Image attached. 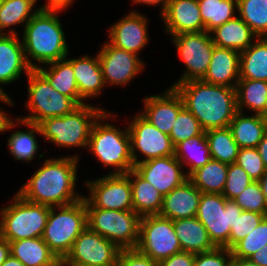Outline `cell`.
Wrapping results in <instances>:
<instances>
[{
    "mask_svg": "<svg viewBox=\"0 0 267 266\" xmlns=\"http://www.w3.org/2000/svg\"><path fill=\"white\" fill-rule=\"evenodd\" d=\"M78 156L46 159L43 165L22 185L18 194L33 203L59 207L84 198L75 193Z\"/></svg>",
    "mask_w": 267,
    "mask_h": 266,
    "instance_id": "cell-1",
    "label": "cell"
},
{
    "mask_svg": "<svg viewBox=\"0 0 267 266\" xmlns=\"http://www.w3.org/2000/svg\"><path fill=\"white\" fill-rule=\"evenodd\" d=\"M184 106L196 117L204 131L229 127L237 112L236 88L203 80L174 83Z\"/></svg>",
    "mask_w": 267,
    "mask_h": 266,
    "instance_id": "cell-2",
    "label": "cell"
},
{
    "mask_svg": "<svg viewBox=\"0 0 267 266\" xmlns=\"http://www.w3.org/2000/svg\"><path fill=\"white\" fill-rule=\"evenodd\" d=\"M65 9L41 8L24 26L22 44L25 59L31 69H37L31 60L47 64L68 56V45L61 21L56 13ZM29 55V56H28ZM31 56V57H30Z\"/></svg>",
    "mask_w": 267,
    "mask_h": 266,
    "instance_id": "cell-3",
    "label": "cell"
},
{
    "mask_svg": "<svg viewBox=\"0 0 267 266\" xmlns=\"http://www.w3.org/2000/svg\"><path fill=\"white\" fill-rule=\"evenodd\" d=\"M112 117L111 112H104L98 117L91 128L87 148L104 166L115 168L110 174H126L134 169L128 127L120 130L113 124L102 123L104 118Z\"/></svg>",
    "mask_w": 267,
    "mask_h": 266,
    "instance_id": "cell-4",
    "label": "cell"
},
{
    "mask_svg": "<svg viewBox=\"0 0 267 266\" xmlns=\"http://www.w3.org/2000/svg\"><path fill=\"white\" fill-rule=\"evenodd\" d=\"M105 110L84 104L77 107L72 113L61 117H50L38 125L41 136L57 146L87 148L91 128L98 117Z\"/></svg>",
    "mask_w": 267,
    "mask_h": 266,
    "instance_id": "cell-5",
    "label": "cell"
},
{
    "mask_svg": "<svg viewBox=\"0 0 267 266\" xmlns=\"http://www.w3.org/2000/svg\"><path fill=\"white\" fill-rule=\"evenodd\" d=\"M59 212L56 213L55 209ZM88 227L85 198L59 207H50L42 239L62 261L70 252L74 241Z\"/></svg>",
    "mask_w": 267,
    "mask_h": 266,
    "instance_id": "cell-6",
    "label": "cell"
},
{
    "mask_svg": "<svg viewBox=\"0 0 267 266\" xmlns=\"http://www.w3.org/2000/svg\"><path fill=\"white\" fill-rule=\"evenodd\" d=\"M50 206L30 202L18 193L0 209V236L8 242L42 237Z\"/></svg>",
    "mask_w": 267,
    "mask_h": 266,
    "instance_id": "cell-7",
    "label": "cell"
},
{
    "mask_svg": "<svg viewBox=\"0 0 267 266\" xmlns=\"http://www.w3.org/2000/svg\"><path fill=\"white\" fill-rule=\"evenodd\" d=\"M87 209L88 227L120 250L134 249L139 241L141 216L134 211Z\"/></svg>",
    "mask_w": 267,
    "mask_h": 266,
    "instance_id": "cell-8",
    "label": "cell"
},
{
    "mask_svg": "<svg viewBox=\"0 0 267 266\" xmlns=\"http://www.w3.org/2000/svg\"><path fill=\"white\" fill-rule=\"evenodd\" d=\"M27 77L29 98L26 106L31 114L19 119L39 124L50 117L70 114L79 107L72 98L55 90L37 69H32Z\"/></svg>",
    "mask_w": 267,
    "mask_h": 266,
    "instance_id": "cell-9",
    "label": "cell"
},
{
    "mask_svg": "<svg viewBox=\"0 0 267 266\" xmlns=\"http://www.w3.org/2000/svg\"><path fill=\"white\" fill-rule=\"evenodd\" d=\"M242 209L222 194L202 193L196 218L206 228L216 247L229 249V235Z\"/></svg>",
    "mask_w": 267,
    "mask_h": 266,
    "instance_id": "cell-10",
    "label": "cell"
},
{
    "mask_svg": "<svg viewBox=\"0 0 267 266\" xmlns=\"http://www.w3.org/2000/svg\"><path fill=\"white\" fill-rule=\"evenodd\" d=\"M136 249L157 262L181 252L173 221L159 214L142 216Z\"/></svg>",
    "mask_w": 267,
    "mask_h": 266,
    "instance_id": "cell-11",
    "label": "cell"
},
{
    "mask_svg": "<svg viewBox=\"0 0 267 266\" xmlns=\"http://www.w3.org/2000/svg\"><path fill=\"white\" fill-rule=\"evenodd\" d=\"M172 41L187 69L177 83L202 80L210 65L214 43L210 32H191L174 35Z\"/></svg>",
    "mask_w": 267,
    "mask_h": 266,
    "instance_id": "cell-12",
    "label": "cell"
},
{
    "mask_svg": "<svg viewBox=\"0 0 267 266\" xmlns=\"http://www.w3.org/2000/svg\"><path fill=\"white\" fill-rule=\"evenodd\" d=\"M90 196H84L86 208L133 211L129 172L107 174L95 181H86Z\"/></svg>",
    "mask_w": 267,
    "mask_h": 266,
    "instance_id": "cell-13",
    "label": "cell"
},
{
    "mask_svg": "<svg viewBox=\"0 0 267 266\" xmlns=\"http://www.w3.org/2000/svg\"><path fill=\"white\" fill-rule=\"evenodd\" d=\"M120 249L86 227L76 238L62 265L116 266Z\"/></svg>",
    "mask_w": 267,
    "mask_h": 266,
    "instance_id": "cell-14",
    "label": "cell"
},
{
    "mask_svg": "<svg viewBox=\"0 0 267 266\" xmlns=\"http://www.w3.org/2000/svg\"><path fill=\"white\" fill-rule=\"evenodd\" d=\"M128 133L134 165L152 158L174 155V145L170 136L152 125L141 113L134 116L129 123ZM135 150L142 153L145 159H137Z\"/></svg>",
    "mask_w": 267,
    "mask_h": 266,
    "instance_id": "cell-15",
    "label": "cell"
},
{
    "mask_svg": "<svg viewBox=\"0 0 267 266\" xmlns=\"http://www.w3.org/2000/svg\"><path fill=\"white\" fill-rule=\"evenodd\" d=\"M105 85H126L143 70L138 55L117 48L109 42L97 53Z\"/></svg>",
    "mask_w": 267,
    "mask_h": 266,
    "instance_id": "cell-16",
    "label": "cell"
},
{
    "mask_svg": "<svg viewBox=\"0 0 267 266\" xmlns=\"http://www.w3.org/2000/svg\"><path fill=\"white\" fill-rule=\"evenodd\" d=\"M182 168V163L174 155L152 158L134 165V170L162 196L189 179Z\"/></svg>",
    "mask_w": 267,
    "mask_h": 266,
    "instance_id": "cell-17",
    "label": "cell"
},
{
    "mask_svg": "<svg viewBox=\"0 0 267 266\" xmlns=\"http://www.w3.org/2000/svg\"><path fill=\"white\" fill-rule=\"evenodd\" d=\"M147 21L148 19L139 12L131 11L110 27L109 43L138 55L149 42Z\"/></svg>",
    "mask_w": 267,
    "mask_h": 266,
    "instance_id": "cell-18",
    "label": "cell"
},
{
    "mask_svg": "<svg viewBox=\"0 0 267 266\" xmlns=\"http://www.w3.org/2000/svg\"><path fill=\"white\" fill-rule=\"evenodd\" d=\"M143 100L144 111L140 113L161 132L169 135L179 111L184 107L180 94L170 87L162 95L148 96Z\"/></svg>",
    "mask_w": 267,
    "mask_h": 266,
    "instance_id": "cell-19",
    "label": "cell"
},
{
    "mask_svg": "<svg viewBox=\"0 0 267 266\" xmlns=\"http://www.w3.org/2000/svg\"><path fill=\"white\" fill-rule=\"evenodd\" d=\"M31 70L17 31L12 29L8 34H0V84L13 83L20 78L23 71L27 75ZM0 93L8 96L1 86Z\"/></svg>",
    "mask_w": 267,
    "mask_h": 266,
    "instance_id": "cell-20",
    "label": "cell"
},
{
    "mask_svg": "<svg viewBox=\"0 0 267 266\" xmlns=\"http://www.w3.org/2000/svg\"><path fill=\"white\" fill-rule=\"evenodd\" d=\"M161 16L172 36L205 31L197 0H171Z\"/></svg>",
    "mask_w": 267,
    "mask_h": 266,
    "instance_id": "cell-21",
    "label": "cell"
},
{
    "mask_svg": "<svg viewBox=\"0 0 267 266\" xmlns=\"http://www.w3.org/2000/svg\"><path fill=\"white\" fill-rule=\"evenodd\" d=\"M240 52L214 46L210 65L203 77L206 83L236 88L240 79ZM234 81V84L231 83Z\"/></svg>",
    "mask_w": 267,
    "mask_h": 266,
    "instance_id": "cell-22",
    "label": "cell"
},
{
    "mask_svg": "<svg viewBox=\"0 0 267 266\" xmlns=\"http://www.w3.org/2000/svg\"><path fill=\"white\" fill-rule=\"evenodd\" d=\"M202 193L188 179L163 196L159 215L173 220L195 217Z\"/></svg>",
    "mask_w": 267,
    "mask_h": 266,
    "instance_id": "cell-23",
    "label": "cell"
},
{
    "mask_svg": "<svg viewBox=\"0 0 267 266\" xmlns=\"http://www.w3.org/2000/svg\"><path fill=\"white\" fill-rule=\"evenodd\" d=\"M67 60L72 64L80 97L84 100L99 95L105 82L98 55L94 58L84 55Z\"/></svg>",
    "mask_w": 267,
    "mask_h": 266,
    "instance_id": "cell-24",
    "label": "cell"
},
{
    "mask_svg": "<svg viewBox=\"0 0 267 266\" xmlns=\"http://www.w3.org/2000/svg\"><path fill=\"white\" fill-rule=\"evenodd\" d=\"M173 226L182 251L199 254L216 248L206 228L196 216L173 220Z\"/></svg>",
    "mask_w": 267,
    "mask_h": 266,
    "instance_id": "cell-25",
    "label": "cell"
},
{
    "mask_svg": "<svg viewBox=\"0 0 267 266\" xmlns=\"http://www.w3.org/2000/svg\"><path fill=\"white\" fill-rule=\"evenodd\" d=\"M9 245L10 254L25 266H58L61 263L42 237L11 241Z\"/></svg>",
    "mask_w": 267,
    "mask_h": 266,
    "instance_id": "cell-26",
    "label": "cell"
},
{
    "mask_svg": "<svg viewBox=\"0 0 267 266\" xmlns=\"http://www.w3.org/2000/svg\"><path fill=\"white\" fill-rule=\"evenodd\" d=\"M210 34L215 46L238 52L246 50L254 42L253 38H257L248 24L237 16L214 28Z\"/></svg>",
    "mask_w": 267,
    "mask_h": 266,
    "instance_id": "cell-27",
    "label": "cell"
},
{
    "mask_svg": "<svg viewBox=\"0 0 267 266\" xmlns=\"http://www.w3.org/2000/svg\"><path fill=\"white\" fill-rule=\"evenodd\" d=\"M229 128L239 148H257L267 132V117L258 114L246 116L237 111Z\"/></svg>",
    "mask_w": 267,
    "mask_h": 266,
    "instance_id": "cell-28",
    "label": "cell"
},
{
    "mask_svg": "<svg viewBox=\"0 0 267 266\" xmlns=\"http://www.w3.org/2000/svg\"><path fill=\"white\" fill-rule=\"evenodd\" d=\"M132 189L133 211L142 216L159 214L163 196L154 186L145 181L134 169L129 171Z\"/></svg>",
    "mask_w": 267,
    "mask_h": 266,
    "instance_id": "cell-29",
    "label": "cell"
},
{
    "mask_svg": "<svg viewBox=\"0 0 267 266\" xmlns=\"http://www.w3.org/2000/svg\"><path fill=\"white\" fill-rule=\"evenodd\" d=\"M48 69L40 66L37 70L48 80L50 85L63 95L72 98L79 106L87 104L80 97L72 64L67 58L47 64Z\"/></svg>",
    "mask_w": 267,
    "mask_h": 266,
    "instance_id": "cell-30",
    "label": "cell"
},
{
    "mask_svg": "<svg viewBox=\"0 0 267 266\" xmlns=\"http://www.w3.org/2000/svg\"><path fill=\"white\" fill-rule=\"evenodd\" d=\"M240 52V79L267 82V37H258Z\"/></svg>",
    "mask_w": 267,
    "mask_h": 266,
    "instance_id": "cell-31",
    "label": "cell"
},
{
    "mask_svg": "<svg viewBox=\"0 0 267 266\" xmlns=\"http://www.w3.org/2000/svg\"><path fill=\"white\" fill-rule=\"evenodd\" d=\"M236 100L237 111L243 112V107H246L255 114L267 117V82L239 79Z\"/></svg>",
    "mask_w": 267,
    "mask_h": 266,
    "instance_id": "cell-32",
    "label": "cell"
},
{
    "mask_svg": "<svg viewBox=\"0 0 267 266\" xmlns=\"http://www.w3.org/2000/svg\"><path fill=\"white\" fill-rule=\"evenodd\" d=\"M174 156L189 166L186 175L189 177L194 171L204 166L211 159L205 131L193 138L186 139L174 147ZM183 161V162H182Z\"/></svg>",
    "mask_w": 267,
    "mask_h": 266,
    "instance_id": "cell-33",
    "label": "cell"
},
{
    "mask_svg": "<svg viewBox=\"0 0 267 266\" xmlns=\"http://www.w3.org/2000/svg\"><path fill=\"white\" fill-rule=\"evenodd\" d=\"M229 164L210 159L194 171L189 180L201 193L222 194L227 180Z\"/></svg>",
    "mask_w": 267,
    "mask_h": 266,
    "instance_id": "cell-34",
    "label": "cell"
},
{
    "mask_svg": "<svg viewBox=\"0 0 267 266\" xmlns=\"http://www.w3.org/2000/svg\"><path fill=\"white\" fill-rule=\"evenodd\" d=\"M15 121H17L18 124H20L19 122L23 123V125L29 127L30 129L27 131H16L11 134L7 143L10 149L9 151L16 160L31 162L39 150L35 132L41 135L40 127L38 124L27 122L19 118H16Z\"/></svg>",
    "mask_w": 267,
    "mask_h": 266,
    "instance_id": "cell-35",
    "label": "cell"
},
{
    "mask_svg": "<svg viewBox=\"0 0 267 266\" xmlns=\"http://www.w3.org/2000/svg\"><path fill=\"white\" fill-rule=\"evenodd\" d=\"M211 159L226 164L236 162L239 146L235 142L229 127L205 131Z\"/></svg>",
    "mask_w": 267,
    "mask_h": 266,
    "instance_id": "cell-36",
    "label": "cell"
},
{
    "mask_svg": "<svg viewBox=\"0 0 267 266\" xmlns=\"http://www.w3.org/2000/svg\"><path fill=\"white\" fill-rule=\"evenodd\" d=\"M197 2L207 32L236 17L234 10H237V0H197Z\"/></svg>",
    "mask_w": 267,
    "mask_h": 266,
    "instance_id": "cell-37",
    "label": "cell"
},
{
    "mask_svg": "<svg viewBox=\"0 0 267 266\" xmlns=\"http://www.w3.org/2000/svg\"><path fill=\"white\" fill-rule=\"evenodd\" d=\"M36 3L37 0H3L0 7V34H4L7 27L26 25L40 9L32 10Z\"/></svg>",
    "mask_w": 267,
    "mask_h": 266,
    "instance_id": "cell-38",
    "label": "cell"
},
{
    "mask_svg": "<svg viewBox=\"0 0 267 266\" xmlns=\"http://www.w3.org/2000/svg\"><path fill=\"white\" fill-rule=\"evenodd\" d=\"M239 17L258 37H267V0H237Z\"/></svg>",
    "mask_w": 267,
    "mask_h": 266,
    "instance_id": "cell-39",
    "label": "cell"
},
{
    "mask_svg": "<svg viewBox=\"0 0 267 266\" xmlns=\"http://www.w3.org/2000/svg\"><path fill=\"white\" fill-rule=\"evenodd\" d=\"M203 131L196 117L184 106L179 111L169 136L175 147L178 143L198 136Z\"/></svg>",
    "mask_w": 267,
    "mask_h": 266,
    "instance_id": "cell-40",
    "label": "cell"
},
{
    "mask_svg": "<svg viewBox=\"0 0 267 266\" xmlns=\"http://www.w3.org/2000/svg\"><path fill=\"white\" fill-rule=\"evenodd\" d=\"M267 244V216L245 238L239 241L232 249V256L248 259L256 251Z\"/></svg>",
    "mask_w": 267,
    "mask_h": 266,
    "instance_id": "cell-41",
    "label": "cell"
},
{
    "mask_svg": "<svg viewBox=\"0 0 267 266\" xmlns=\"http://www.w3.org/2000/svg\"><path fill=\"white\" fill-rule=\"evenodd\" d=\"M233 200L242 211L257 212L267 216V202L258 181L251 183Z\"/></svg>",
    "mask_w": 267,
    "mask_h": 266,
    "instance_id": "cell-42",
    "label": "cell"
},
{
    "mask_svg": "<svg viewBox=\"0 0 267 266\" xmlns=\"http://www.w3.org/2000/svg\"><path fill=\"white\" fill-rule=\"evenodd\" d=\"M265 217L266 215L257 212L242 211L241 215L237 216L234 226L231 228L229 250L255 229Z\"/></svg>",
    "mask_w": 267,
    "mask_h": 266,
    "instance_id": "cell-43",
    "label": "cell"
},
{
    "mask_svg": "<svg viewBox=\"0 0 267 266\" xmlns=\"http://www.w3.org/2000/svg\"><path fill=\"white\" fill-rule=\"evenodd\" d=\"M254 181L236 163L229 164L227 180L222 195L229 200L239 196Z\"/></svg>",
    "mask_w": 267,
    "mask_h": 266,
    "instance_id": "cell-44",
    "label": "cell"
},
{
    "mask_svg": "<svg viewBox=\"0 0 267 266\" xmlns=\"http://www.w3.org/2000/svg\"><path fill=\"white\" fill-rule=\"evenodd\" d=\"M235 163L239 165L253 181H258L267 170L257 148H240Z\"/></svg>",
    "mask_w": 267,
    "mask_h": 266,
    "instance_id": "cell-45",
    "label": "cell"
},
{
    "mask_svg": "<svg viewBox=\"0 0 267 266\" xmlns=\"http://www.w3.org/2000/svg\"><path fill=\"white\" fill-rule=\"evenodd\" d=\"M231 259V250L216 247L211 251L195 254L194 266H230Z\"/></svg>",
    "mask_w": 267,
    "mask_h": 266,
    "instance_id": "cell-46",
    "label": "cell"
},
{
    "mask_svg": "<svg viewBox=\"0 0 267 266\" xmlns=\"http://www.w3.org/2000/svg\"><path fill=\"white\" fill-rule=\"evenodd\" d=\"M116 266H160L159 262L142 254L136 248L120 250Z\"/></svg>",
    "mask_w": 267,
    "mask_h": 266,
    "instance_id": "cell-47",
    "label": "cell"
},
{
    "mask_svg": "<svg viewBox=\"0 0 267 266\" xmlns=\"http://www.w3.org/2000/svg\"><path fill=\"white\" fill-rule=\"evenodd\" d=\"M195 254L181 251L159 262L160 266H194Z\"/></svg>",
    "mask_w": 267,
    "mask_h": 266,
    "instance_id": "cell-48",
    "label": "cell"
},
{
    "mask_svg": "<svg viewBox=\"0 0 267 266\" xmlns=\"http://www.w3.org/2000/svg\"><path fill=\"white\" fill-rule=\"evenodd\" d=\"M258 266H267V244L248 258Z\"/></svg>",
    "mask_w": 267,
    "mask_h": 266,
    "instance_id": "cell-49",
    "label": "cell"
},
{
    "mask_svg": "<svg viewBox=\"0 0 267 266\" xmlns=\"http://www.w3.org/2000/svg\"><path fill=\"white\" fill-rule=\"evenodd\" d=\"M16 124L17 123H14V120L10 119V117H8V115L0 108V132L12 129Z\"/></svg>",
    "mask_w": 267,
    "mask_h": 266,
    "instance_id": "cell-50",
    "label": "cell"
},
{
    "mask_svg": "<svg viewBox=\"0 0 267 266\" xmlns=\"http://www.w3.org/2000/svg\"><path fill=\"white\" fill-rule=\"evenodd\" d=\"M48 2L41 6V8H61L66 9L70 4H72L73 0H47Z\"/></svg>",
    "mask_w": 267,
    "mask_h": 266,
    "instance_id": "cell-51",
    "label": "cell"
},
{
    "mask_svg": "<svg viewBox=\"0 0 267 266\" xmlns=\"http://www.w3.org/2000/svg\"><path fill=\"white\" fill-rule=\"evenodd\" d=\"M10 255V245L9 242L0 236V266Z\"/></svg>",
    "mask_w": 267,
    "mask_h": 266,
    "instance_id": "cell-52",
    "label": "cell"
},
{
    "mask_svg": "<svg viewBox=\"0 0 267 266\" xmlns=\"http://www.w3.org/2000/svg\"><path fill=\"white\" fill-rule=\"evenodd\" d=\"M257 149L265 167L267 168V132L265 133L262 140L258 143Z\"/></svg>",
    "mask_w": 267,
    "mask_h": 266,
    "instance_id": "cell-53",
    "label": "cell"
},
{
    "mask_svg": "<svg viewBox=\"0 0 267 266\" xmlns=\"http://www.w3.org/2000/svg\"><path fill=\"white\" fill-rule=\"evenodd\" d=\"M171 0H133V3H143V4H146V5H161V14L162 12L165 10V8L167 7V5L170 3Z\"/></svg>",
    "mask_w": 267,
    "mask_h": 266,
    "instance_id": "cell-54",
    "label": "cell"
},
{
    "mask_svg": "<svg viewBox=\"0 0 267 266\" xmlns=\"http://www.w3.org/2000/svg\"><path fill=\"white\" fill-rule=\"evenodd\" d=\"M230 266H258L256 263L251 262L249 259L233 257Z\"/></svg>",
    "mask_w": 267,
    "mask_h": 266,
    "instance_id": "cell-55",
    "label": "cell"
},
{
    "mask_svg": "<svg viewBox=\"0 0 267 266\" xmlns=\"http://www.w3.org/2000/svg\"><path fill=\"white\" fill-rule=\"evenodd\" d=\"M1 266H25L19 259H16L11 254L7 259L1 264Z\"/></svg>",
    "mask_w": 267,
    "mask_h": 266,
    "instance_id": "cell-56",
    "label": "cell"
},
{
    "mask_svg": "<svg viewBox=\"0 0 267 266\" xmlns=\"http://www.w3.org/2000/svg\"><path fill=\"white\" fill-rule=\"evenodd\" d=\"M261 191L263 192L266 202H267V170L258 180Z\"/></svg>",
    "mask_w": 267,
    "mask_h": 266,
    "instance_id": "cell-57",
    "label": "cell"
},
{
    "mask_svg": "<svg viewBox=\"0 0 267 266\" xmlns=\"http://www.w3.org/2000/svg\"><path fill=\"white\" fill-rule=\"evenodd\" d=\"M0 101L7 103L8 105H14L12 99L9 96L3 95L1 93H0Z\"/></svg>",
    "mask_w": 267,
    "mask_h": 266,
    "instance_id": "cell-58",
    "label": "cell"
},
{
    "mask_svg": "<svg viewBox=\"0 0 267 266\" xmlns=\"http://www.w3.org/2000/svg\"><path fill=\"white\" fill-rule=\"evenodd\" d=\"M63 266H80V265H63Z\"/></svg>",
    "mask_w": 267,
    "mask_h": 266,
    "instance_id": "cell-59",
    "label": "cell"
}]
</instances>
